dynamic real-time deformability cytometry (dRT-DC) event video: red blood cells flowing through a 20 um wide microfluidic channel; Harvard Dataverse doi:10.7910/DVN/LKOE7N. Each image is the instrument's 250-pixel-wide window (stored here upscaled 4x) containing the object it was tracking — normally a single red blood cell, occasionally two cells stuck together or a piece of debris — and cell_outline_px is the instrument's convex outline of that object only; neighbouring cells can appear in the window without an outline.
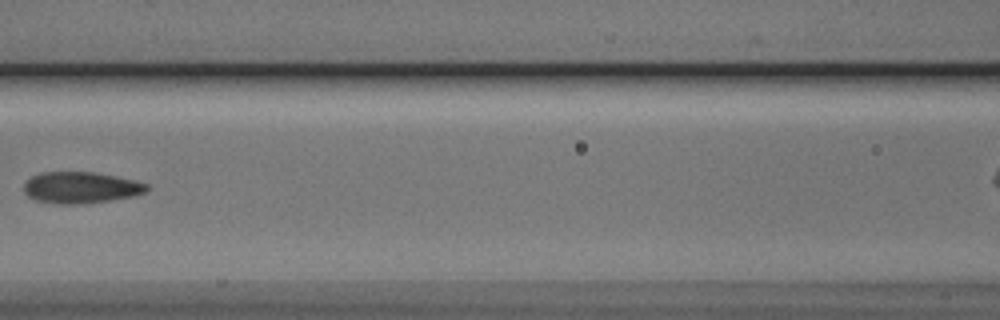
{"species": "Egyptian fruit bat (a non-hibernating species)", "species_latin": "Rousettus aegyptiacus", "temperature_condition": "cold", "stored_images_in_passage": 6, "camera_frame_rate_fps": 3000, "um_per_image_px": 0.085, "animal": {"sex": "male"}, "frame": {"image": 1, "passage_image": 6, "time_ms": 1.667, "image_size_px": [1000, 320], "cell_outline_px": [[148, 188], [144, 192], [132, 196], [112, 200], [84, 204], [60, 204], [36, 200], [28, 196], [24, 192], [24, 184], [32, 176], [40, 172], [92, 172], [132, 180], [148, 184]], "centroid_in_image_um": [6.83, 15.95], "position_along_channel_um": 159.8, "area_um2": 22.25}}